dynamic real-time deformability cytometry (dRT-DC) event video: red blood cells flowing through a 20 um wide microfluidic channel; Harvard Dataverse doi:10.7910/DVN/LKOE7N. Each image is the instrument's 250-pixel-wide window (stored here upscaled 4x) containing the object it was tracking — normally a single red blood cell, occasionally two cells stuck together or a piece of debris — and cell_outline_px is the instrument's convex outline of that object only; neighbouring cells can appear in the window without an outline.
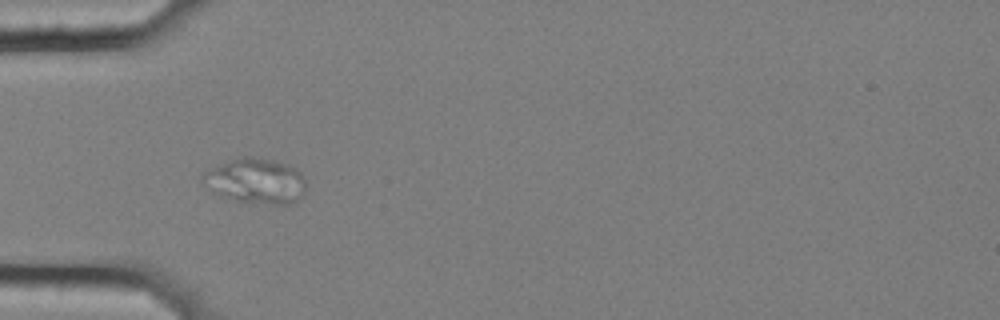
{"species": "common noctule bat (a hibernating species)", "species_latin": "Nyctalus noctula", "temperature_condition": "cold", "stored_images_in_passage": 40, "camera_frame_rate_fps": 3000, "um_per_image_px": 0.085, "animal": {"sex": "female", "body_mass_g": 25.1}, "frame": {"image": 1, "passage_image": 1, "time_ms": 0.0, "image_size_px": [1000, 320], "cell_outline_px": [[308, 188], [292, 204], [272, 204], [236, 200], [220, 196], [212, 192], [200, 180], [200, 176], [204, 172], [212, 168], [232, 160], [244, 156], [256, 156], [288, 164], [300, 172]], "centroid_in_image_um": [21.74, 15.38], "position_along_channel_um": 63.3, "area_um2": 27.17}}
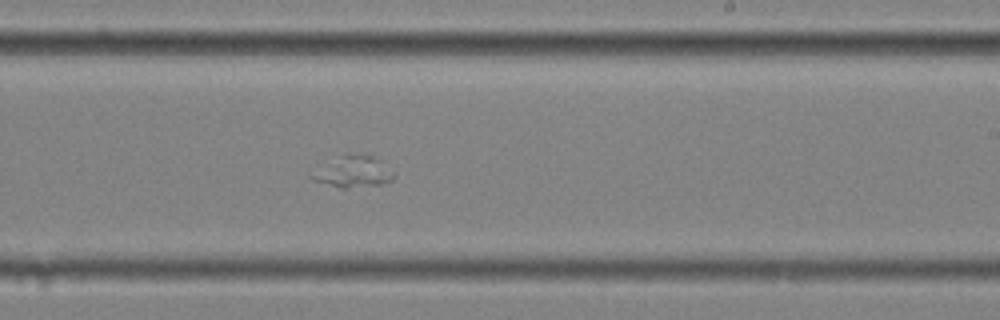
{"frame": {"image": 2, "passage_image": 18, "time_ms": 5.667, "image_size_px": [1000, 320], "cell_outline_px": [[396, 176], [392, 180], [384, 184], [344, 188], [340, 188], [312, 180], [308, 176], [344, 156], [356, 152], [372, 156], [380, 160], [396, 172]], "centroid_in_image_um": [30.16, 14.63], "position_along_channel_um": 258.8, "area_um2": 14.57}}
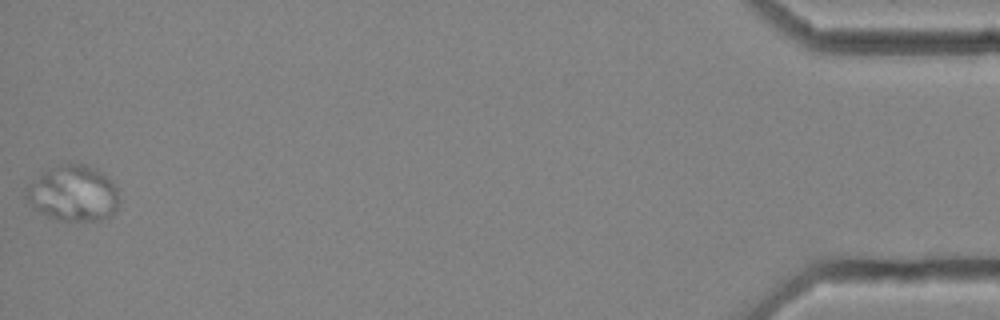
{"frame": {"image": 3, "passage_image": 40, "time_ms": 13.0, "image_size_px": [1000, 320], "cell_outline_px": [[120, 204], [116, 212], [100, 220], [60, 220], [48, 216], [36, 208], [28, 200], [28, 188], [40, 172], [60, 164], [84, 164], [96, 168], [108, 176], [116, 188], [120, 200]], "centroid_in_image_um": [6.3, 16.42], "position_along_channel_um": 428.9, "area_um2": 29.88}}